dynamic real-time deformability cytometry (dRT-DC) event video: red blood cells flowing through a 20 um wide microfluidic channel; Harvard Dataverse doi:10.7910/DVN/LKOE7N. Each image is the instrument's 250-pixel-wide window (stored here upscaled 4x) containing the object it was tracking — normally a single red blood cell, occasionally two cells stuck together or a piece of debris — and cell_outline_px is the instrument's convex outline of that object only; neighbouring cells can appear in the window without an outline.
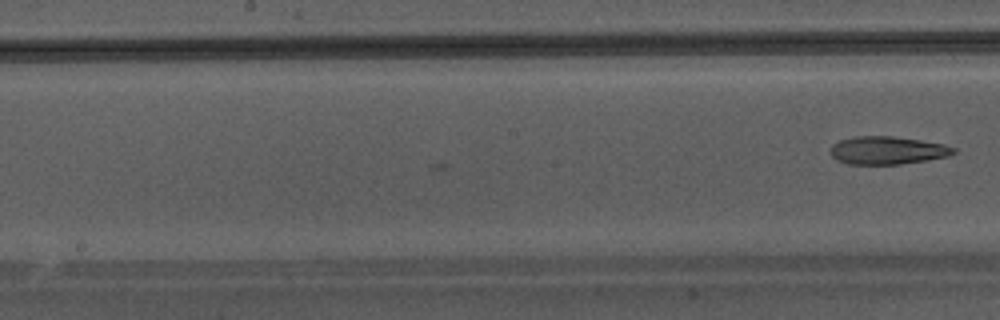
{"species": "Egyptian fruit bat (a non-hibernating species)", "species_latin": "Rousettus aegyptiacus", "temperature_condition": "warm", "stored_images_in_passage": 11, "camera_frame_rate_fps": 3000, "um_per_image_px": 0.085, "animal": {"sex": "male"}, "frame": {"image": 1, "passage_image": 11, "time_ms": 3.333, "image_size_px": [1000, 320], "cell_outline_px": [[956, 152], [948, 156], [928, 160], [900, 164], [848, 164], [836, 160], [832, 156], [832, 144], [840, 140], [856, 136], [892, 136], [920, 140], [944, 144], [956, 148]], "centroid_in_image_um": [75.45, 12.78], "position_along_channel_um": 172.8, "area_um2": 20.0}}